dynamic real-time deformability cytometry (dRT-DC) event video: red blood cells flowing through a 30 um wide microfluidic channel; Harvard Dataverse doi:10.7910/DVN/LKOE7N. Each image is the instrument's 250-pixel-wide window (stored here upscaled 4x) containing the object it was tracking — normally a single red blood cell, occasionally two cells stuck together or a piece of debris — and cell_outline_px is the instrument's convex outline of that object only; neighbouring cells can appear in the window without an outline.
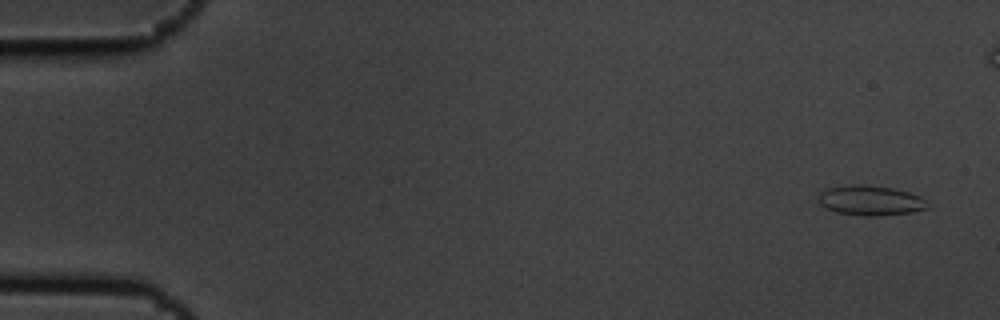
{"species": "common noctule bat (a hibernating species)", "species_latin": "Nyctalus noctula", "temperature_condition": "cold", "stored_images_in_passage": 5, "camera_frame_rate_fps": 3000, "um_per_image_px": 0.085, "animal": {"sex": "male", "body_mass_g": 19.5, "forearm_length_mm": 54.6}, "frame": {"image": 1, "passage_image": 1, "time_ms": 0.0, "image_size_px": [1000, 320], "cell_outline_px": [[928, 208], [912, 212], [880, 216], [864, 216], [836, 212], [824, 208], [816, 200], [820, 192], [828, 188], [852, 184], [864, 184], [892, 188], [908, 192], [920, 196], [928, 204]], "centroid_in_image_um": [73.94, 17.04], "position_along_channel_um": 11.1, "area_um2": 19.19}}